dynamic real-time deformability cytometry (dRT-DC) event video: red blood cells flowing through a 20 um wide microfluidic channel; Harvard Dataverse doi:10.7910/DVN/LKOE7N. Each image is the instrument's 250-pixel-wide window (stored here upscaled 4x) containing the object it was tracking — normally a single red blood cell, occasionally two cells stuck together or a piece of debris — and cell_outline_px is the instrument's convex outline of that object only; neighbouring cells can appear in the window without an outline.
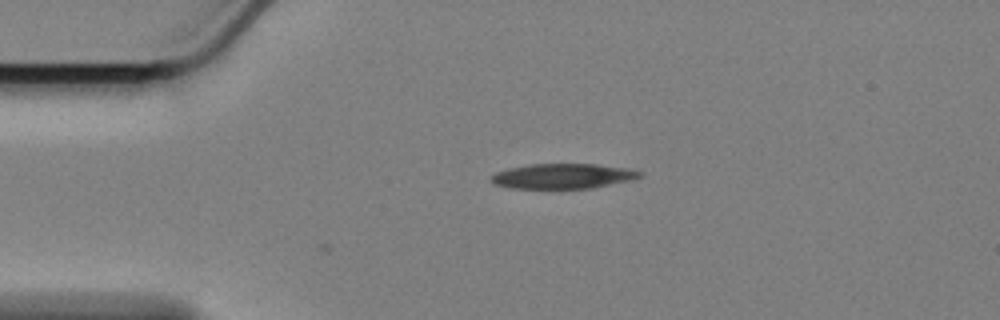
{"species": "Egyptian fruit bat (a non-hibernating species)", "species_latin": "Rousettus aegyptiacus", "temperature_condition": "cold", "stored_images_in_passage": 3, "camera_frame_rate_fps": 3000, "um_per_image_px": 0.085, "animal": {"sex": "female"}, "frame": {"image": 1, "passage_image": 3, "time_ms": 0.667, "image_size_px": [1000, 320], "cell_outline_px": [[644, 176], [632, 180], [592, 188], [508, 188], [492, 184], [488, 180], [496, 172], [512, 168], [532, 164], [596, 164], [632, 168], [644, 172]], "centroid_in_image_um": [47.91, 14.97], "position_along_channel_um": 37.1, "area_um2": 21.91}}